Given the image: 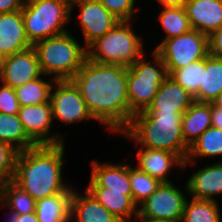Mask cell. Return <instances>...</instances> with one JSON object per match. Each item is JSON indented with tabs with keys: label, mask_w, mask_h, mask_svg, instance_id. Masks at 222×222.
<instances>
[{
	"label": "cell",
	"mask_w": 222,
	"mask_h": 222,
	"mask_svg": "<svg viewBox=\"0 0 222 222\" xmlns=\"http://www.w3.org/2000/svg\"><path fill=\"white\" fill-rule=\"evenodd\" d=\"M95 121L119 134L130 124L127 67L101 64L86 58L71 79Z\"/></svg>",
	"instance_id": "obj_1"
},
{
	"label": "cell",
	"mask_w": 222,
	"mask_h": 222,
	"mask_svg": "<svg viewBox=\"0 0 222 222\" xmlns=\"http://www.w3.org/2000/svg\"><path fill=\"white\" fill-rule=\"evenodd\" d=\"M64 152L65 143L39 145L19 152L12 182L36 202L56 194L72 193V186L62 177Z\"/></svg>",
	"instance_id": "obj_2"
},
{
	"label": "cell",
	"mask_w": 222,
	"mask_h": 222,
	"mask_svg": "<svg viewBox=\"0 0 222 222\" xmlns=\"http://www.w3.org/2000/svg\"><path fill=\"white\" fill-rule=\"evenodd\" d=\"M184 112H138L120 135L147 149H159L176 154L183 162L189 147L182 135Z\"/></svg>",
	"instance_id": "obj_3"
},
{
	"label": "cell",
	"mask_w": 222,
	"mask_h": 222,
	"mask_svg": "<svg viewBox=\"0 0 222 222\" xmlns=\"http://www.w3.org/2000/svg\"><path fill=\"white\" fill-rule=\"evenodd\" d=\"M42 74L56 81L71 80L87 58V48L70 31L35 42Z\"/></svg>",
	"instance_id": "obj_4"
},
{
	"label": "cell",
	"mask_w": 222,
	"mask_h": 222,
	"mask_svg": "<svg viewBox=\"0 0 222 222\" xmlns=\"http://www.w3.org/2000/svg\"><path fill=\"white\" fill-rule=\"evenodd\" d=\"M131 23L119 21L87 48V58L101 64L130 67L146 53L143 39L133 30Z\"/></svg>",
	"instance_id": "obj_5"
},
{
	"label": "cell",
	"mask_w": 222,
	"mask_h": 222,
	"mask_svg": "<svg viewBox=\"0 0 222 222\" xmlns=\"http://www.w3.org/2000/svg\"><path fill=\"white\" fill-rule=\"evenodd\" d=\"M70 0H30L23 4L21 14L29 42H35L68 32L72 21Z\"/></svg>",
	"instance_id": "obj_6"
},
{
	"label": "cell",
	"mask_w": 222,
	"mask_h": 222,
	"mask_svg": "<svg viewBox=\"0 0 222 222\" xmlns=\"http://www.w3.org/2000/svg\"><path fill=\"white\" fill-rule=\"evenodd\" d=\"M150 54H152V62L144 57V55L147 56L145 53L130 67H127L130 122L135 113L149 107L163 80L168 76L161 57L154 50Z\"/></svg>",
	"instance_id": "obj_7"
},
{
	"label": "cell",
	"mask_w": 222,
	"mask_h": 222,
	"mask_svg": "<svg viewBox=\"0 0 222 222\" xmlns=\"http://www.w3.org/2000/svg\"><path fill=\"white\" fill-rule=\"evenodd\" d=\"M169 75L173 70L209 55L208 36L191 29L177 37L164 40L155 50Z\"/></svg>",
	"instance_id": "obj_8"
},
{
	"label": "cell",
	"mask_w": 222,
	"mask_h": 222,
	"mask_svg": "<svg viewBox=\"0 0 222 222\" xmlns=\"http://www.w3.org/2000/svg\"><path fill=\"white\" fill-rule=\"evenodd\" d=\"M173 182H161L157 189L137 206V216L165 222H181L187 200Z\"/></svg>",
	"instance_id": "obj_9"
},
{
	"label": "cell",
	"mask_w": 222,
	"mask_h": 222,
	"mask_svg": "<svg viewBox=\"0 0 222 222\" xmlns=\"http://www.w3.org/2000/svg\"><path fill=\"white\" fill-rule=\"evenodd\" d=\"M50 103L53 120L57 119L61 123L69 125L79 121L92 120L95 122L87 110L78 88L71 80L55 81L51 90Z\"/></svg>",
	"instance_id": "obj_10"
},
{
	"label": "cell",
	"mask_w": 222,
	"mask_h": 222,
	"mask_svg": "<svg viewBox=\"0 0 222 222\" xmlns=\"http://www.w3.org/2000/svg\"><path fill=\"white\" fill-rule=\"evenodd\" d=\"M79 10L78 19L82 27L85 47L88 48L98 38L108 33L119 20L112 15L99 0H71L70 16L74 7Z\"/></svg>",
	"instance_id": "obj_11"
},
{
	"label": "cell",
	"mask_w": 222,
	"mask_h": 222,
	"mask_svg": "<svg viewBox=\"0 0 222 222\" xmlns=\"http://www.w3.org/2000/svg\"><path fill=\"white\" fill-rule=\"evenodd\" d=\"M19 120L27 136L37 145H60L65 143L64 138L56 132H51L53 120L52 106L50 102L39 105L20 107ZM53 134V135H52Z\"/></svg>",
	"instance_id": "obj_12"
},
{
	"label": "cell",
	"mask_w": 222,
	"mask_h": 222,
	"mask_svg": "<svg viewBox=\"0 0 222 222\" xmlns=\"http://www.w3.org/2000/svg\"><path fill=\"white\" fill-rule=\"evenodd\" d=\"M42 76L38 57L33 47L6 58L0 73V83L16 89Z\"/></svg>",
	"instance_id": "obj_13"
},
{
	"label": "cell",
	"mask_w": 222,
	"mask_h": 222,
	"mask_svg": "<svg viewBox=\"0 0 222 222\" xmlns=\"http://www.w3.org/2000/svg\"><path fill=\"white\" fill-rule=\"evenodd\" d=\"M86 190L121 222L135 221L137 205L132 200V191H116L110 188H101L91 179Z\"/></svg>",
	"instance_id": "obj_14"
},
{
	"label": "cell",
	"mask_w": 222,
	"mask_h": 222,
	"mask_svg": "<svg viewBox=\"0 0 222 222\" xmlns=\"http://www.w3.org/2000/svg\"><path fill=\"white\" fill-rule=\"evenodd\" d=\"M184 186L190 198L217 201L215 196L222 194V161L199 168Z\"/></svg>",
	"instance_id": "obj_15"
},
{
	"label": "cell",
	"mask_w": 222,
	"mask_h": 222,
	"mask_svg": "<svg viewBox=\"0 0 222 222\" xmlns=\"http://www.w3.org/2000/svg\"><path fill=\"white\" fill-rule=\"evenodd\" d=\"M192 29L209 36L222 26V0H187L184 4Z\"/></svg>",
	"instance_id": "obj_16"
},
{
	"label": "cell",
	"mask_w": 222,
	"mask_h": 222,
	"mask_svg": "<svg viewBox=\"0 0 222 222\" xmlns=\"http://www.w3.org/2000/svg\"><path fill=\"white\" fill-rule=\"evenodd\" d=\"M194 102V96L167 76L152 103L141 112H185Z\"/></svg>",
	"instance_id": "obj_17"
},
{
	"label": "cell",
	"mask_w": 222,
	"mask_h": 222,
	"mask_svg": "<svg viewBox=\"0 0 222 222\" xmlns=\"http://www.w3.org/2000/svg\"><path fill=\"white\" fill-rule=\"evenodd\" d=\"M137 167L158 179L160 182H170L169 173L173 166L183 169V161L171 152L159 149L141 147L136 154Z\"/></svg>",
	"instance_id": "obj_18"
},
{
	"label": "cell",
	"mask_w": 222,
	"mask_h": 222,
	"mask_svg": "<svg viewBox=\"0 0 222 222\" xmlns=\"http://www.w3.org/2000/svg\"><path fill=\"white\" fill-rule=\"evenodd\" d=\"M30 47L21 10L0 14V50L8 57Z\"/></svg>",
	"instance_id": "obj_19"
},
{
	"label": "cell",
	"mask_w": 222,
	"mask_h": 222,
	"mask_svg": "<svg viewBox=\"0 0 222 222\" xmlns=\"http://www.w3.org/2000/svg\"><path fill=\"white\" fill-rule=\"evenodd\" d=\"M74 188L70 199L69 222H121L86 189L84 195Z\"/></svg>",
	"instance_id": "obj_20"
},
{
	"label": "cell",
	"mask_w": 222,
	"mask_h": 222,
	"mask_svg": "<svg viewBox=\"0 0 222 222\" xmlns=\"http://www.w3.org/2000/svg\"><path fill=\"white\" fill-rule=\"evenodd\" d=\"M90 179L101 188H110L116 191H131L129 178V164L101 163L98 160L91 162Z\"/></svg>",
	"instance_id": "obj_21"
},
{
	"label": "cell",
	"mask_w": 222,
	"mask_h": 222,
	"mask_svg": "<svg viewBox=\"0 0 222 222\" xmlns=\"http://www.w3.org/2000/svg\"><path fill=\"white\" fill-rule=\"evenodd\" d=\"M211 126V103L195 101L184 112L181 119L185 144L190 147Z\"/></svg>",
	"instance_id": "obj_22"
},
{
	"label": "cell",
	"mask_w": 222,
	"mask_h": 222,
	"mask_svg": "<svg viewBox=\"0 0 222 222\" xmlns=\"http://www.w3.org/2000/svg\"><path fill=\"white\" fill-rule=\"evenodd\" d=\"M222 91V58L208 55L205 58L202 83L194 100L201 103H211Z\"/></svg>",
	"instance_id": "obj_23"
},
{
	"label": "cell",
	"mask_w": 222,
	"mask_h": 222,
	"mask_svg": "<svg viewBox=\"0 0 222 222\" xmlns=\"http://www.w3.org/2000/svg\"><path fill=\"white\" fill-rule=\"evenodd\" d=\"M219 156H222V129L211 126L189 147L183 168H187L190 164L194 165L198 157L214 158Z\"/></svg>",
	"instance_id": "obj_24"
},
{
	"label": "cell",
	"mask_w": 222,
	"mask_h": 222,
	"mask_svg": "<svg viewBox=\"0 0 222 222\" xmlns=\"http://www.w3.org/2000/svg\"><path fill=\"white\" fill-rule=\"evenodd\" d=\"M72 193H61L36 202L35 213L39 222H69Z\"/></svg>",
	"instance_id": "obj_25"
},
{
	"label": "cell",
	"mask_w": 222,
	"mask_h": 222,
	"mask_svg": "<svg viewBox=\"0 0 222 222\" xmlns=\"http://www.w3.org/2000/svg\"><path fill=\"white\" fill-rule=\"evenodd\" d=\"M0 142L11 145L18 152L32 149L37 145L27 136L18 114L0 113Z\"/></svg>",
	"instance_id": "obj_26"
},
{
	"label": "cell",
	"mask_w": 222,
	"mask_h": 222,
	"mask_svg": "<svg viewBox=\"0 0 222 222\" xmlns=\"http://www.w3.org/2000/svg\"><path fill=\"white\" fill-rule=\"evenodd\" d=\"M44 77L42 74V77L14 89L21 107L50 102L51 90L56 80L50 78L51 81H46Z\"/></svg>",
	"instance_id": "obj_27"
},
{
	"label": "cell",
	"mask_w": 222,
	"mask_h": 222,
	"mask_svg": "<svg viewBox=\"0 0 222 222\" xmlns=\"http://www.w3.org/2000/svg\"><path fill=\"white\" fill-rule=\"evenodd\" d=\"M158 22L163 31H165L166 36L153 50L164 40L177 37L192 29L184 6L163 7L158 15Z\"/></svg>",
	"instance_id": "obj_28"
},
{
	"label": "cell",
	"mask_w": 222,
	"mask_h": 222,
	"mask_svg": "<svg viewBox=\"0 0 222 222\" xmlns=\"http://www.w3.org/2000/svg\"><path fill=\"white\" fill-rule=\"evenodd\" d=\"M0 205L18 215L34 213L36 201L12 181L0 188Z\"/></svg>",
	"instance_id": "obj_29"
},
{
	"label": "cell",
	"mask_w": 222,
	"mask_h": 222,
	"mask_svg": "<svg viewBox=\"0 0 222 222\" xmlns=\"http://www.w3.org/2000/svg\"><path fill=\"white\" fill-rule=\"evenodd\" d=\"M218 203L212 200L187 199L181 222H222Z\"/></svg>",
	"instance_id": "obj_30"
},
{
	"label": "cell",
	"mask_w": 222,
	"mask_h": 222,
	"mask_svg": "<svg viewBox=\"0 0 222 222\" xmlns=\"http://www.w3.org/2000/svg\"><path fill=\"white\" fill-rule=\"evenodd\" d=\"M203 70H205V58L175 69L168 76L192 96H195L199 91L200 83H202Z\"/></svg>",
	"instance_id": "obj_31"
},
{
	"label": "cell",
	"mask_w": 222,
	"mask_h": 222,
	"mask_svg": "<svg viewBox=\"0 0 222 222\" xmlns=\"http://www.w3.org/2000/svg\"><path fill=\"white\" fill-rule=\"evenodd\" d=\"M129 178L132 191V200L138 206L146 200L160 185V181L129 164Z\"/></svg>",
	"instance_id": "obj_32"
},
{
	"label": "cell",
	"mask_w": 222,
	"mask_h": 222,
	"mask_svg": "<svg viewBox=\"0 0 222 222\" xmlns=\"http://www.w3.org/2000/svg\"><path fill=\"white\" fill-rule=\"evenodd\" d=\"M18 153L11 145L0 142V188L13 180Z\"/></svg>",
	"instance_id": "obj_33"
},
{
	"label": "cell",
	"mask_w": 222,
	"mask_h": 222,
	"mask_svg": "<svg viewBox=\"0 0 222 222\" xmlns=\"http://www.w3.org/2000/svg\"><path fill=\"white\" fill-rule=\"evenodd\" d=\"M101 4L119 21H133L134 14L140 8H136L137 0H99Z\"/></svg>",
	"instance_id": "obj_34"
},
{
	"label": "cell",
	"mask_w": 222,
	"mask_h": 222,
	"mask_svg": "<svg viewBox=\"0 0 222 222\" xmlns=\"http://www.w3.org/2000/svg\"><path fill=\"white\" fill-rule=\"evenodd\" d=\"M20 104L16 97L15 90L3 83L0 84V113L10 115L18 114Z\"/></svg>",
	"instance_id": "obj_35"
},
{
	"label": "cell",
	"mask_w": 222,
	"mask_h": 222,
	"mask_svg": "<svg viewBox=\"0 0 222 222\" xmlns=\"http://www.w3.org/2000/svg\"><path fill=\"white\" fill-rule=\"evenodd\" d=\"M209 54L222 58V26L208 36Z\"/></svg>",
	"instance_id": "obj_36"
},
{
	"label": "cell",
	"mask_w": 222,
	"mask_h": 222,
	"mask_svg": "<svg viewBox=\"0 0 222 222\" xmlns=\"http://www.w3.org/2000/svg\"><path fill=\"white\" fill-rule=\"evenodd\" d=\"M22 6L20 0H0V14L22 10Z\"/></svg>",
	"instance_id": "obj_37"
},
{
	"label": "cell",
	"mask_w": 222,
	"mask_h": 222,
	"mask_svg": "<svg viewBox=\"0 0 222 222\" xmlns=\"http://www.w3.org/2000/svg\"><path fill=\"white\" fill-rule=\"evenodd\" d=\"M211 124L212 127L222 129V108L211 103Z\"/></svg>",
	"instance_id": "obj_38"
},
{
	"label": "cell",
	"mask_w": 222,
	"mask_h": 222,
	"mask_svg": "<svg viewBox=\"0 0 222 222\" xmlns=\"http://www.w3.org/2000/svg\"><path fill=\"white\" fill-rule=\"evenodd\" d=\"M160 3L161 8L163 7H181L184 6L187 0H157Z\"/></svg>",
	"instance_id": "obj_39"
},
{
	"label": "cell",
	"mask_w": 222,
	"mask_h": 222,
	"mask_svg": "<svg viewBox=\"0 0 222 222\" xmlns=\"http://www.w3.org/2000/svg\"><path fill=\"white\" fill-rule=\"evenodd\" d=\"M18 220V222H39L35 212L26 215H18Z\"/></svg>",
	"instance_id": "obj_40"
},
{
	"label": "cell",
	"mask_w": 222,
	"mask_h": 222,
	"mask_svg": "<svg viewBox=\"0 0 222 222\" xmlns=\"http://www.w3.org/2000/svg\"><path fill=\"white\" fill-rule=\"evenodd\" d=\"M211 103L214 106L222 108V91L215 97V99Z\"/></svg>",
	"instance_id": "obj_41"
},
{
	"label": "cell",
	"mask_w": 222,
	"mask_h": 222,
	"mask_svg": "<svg viewBox=\"0 0 222 222\" xmlns=\"http://www.w3.org/2000/svg\"><path fill=\"white\" fill-rule=\"evenodd\" d=\"M9 212L11 213L9 215V218L7 220V222H18V214H16L15 212H13L12 210H9Z\"/></svg>",
	"instance_id": "obj_42"
},
{
	"label": "cell",
	"mask_w": 222,
	"mask_h": 222,
	"mask_svg": "<svg viewBox=\"0 0 222 222\" xmlns=\"http://www.w3.org/2000/svg\"><path fill=\"white\" fill-rule=\"evenodd\" d=\"M135 220H139L140 222H165V221L154 220V219H149L146 217H139V216H136ZM131 222H133V221H131Z\"/></svg>",
	"instance_id": "obj_43"
},
{
	"label": "cell",
	"mask_w": 222,
	"mask_h": 222,
	"mask_svg": "<svg viewBox=\"0 0 222 222\" xmlns=\"http://www.w3.org/2000/svg\"><path fill=\"white\" fill-rule=\"evenodd\" d=\"M7 56L0 50V73L2 71L3 65L6 62Z\"/></svg>",
	"instance_id": "obj_44"
},
{
	"label": "cell",
	"mask_w": 222,
	"mask_h": 222,
	"mask_svg": "<svg viewBox=\"0 0 222 222\" xmlns=\"http://www.w3.org/2000/svg\"><path fill=\"white\" fill-rule=\"evenodd\" d=\"M23 4H25L26 3V0H20Z\"/></svg>",
	"instance_id": "obj_45"
}]
</instances>
